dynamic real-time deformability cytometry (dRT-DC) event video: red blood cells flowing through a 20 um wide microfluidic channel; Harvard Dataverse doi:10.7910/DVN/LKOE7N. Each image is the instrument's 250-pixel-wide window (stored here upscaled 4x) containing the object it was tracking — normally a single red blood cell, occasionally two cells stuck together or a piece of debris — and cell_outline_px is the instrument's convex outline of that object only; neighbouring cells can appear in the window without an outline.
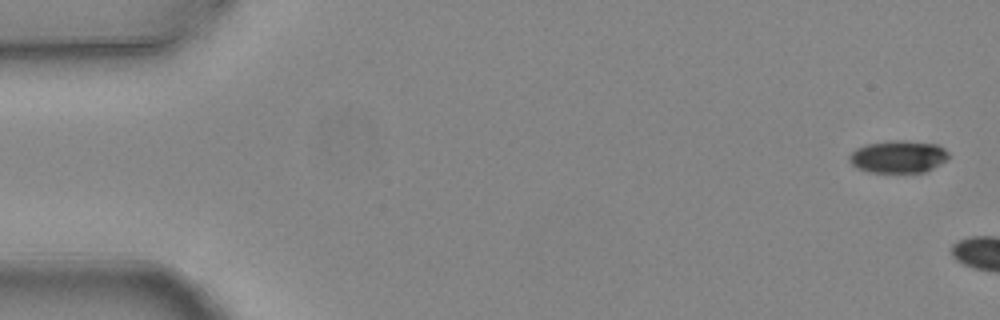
{"species": "common noctule bat (a hibernating species)", "species_latin": "Nyctalus noctula", "temperature_condition": "warm", "stored_images_in_passage": 10, "camera_frame_rate_fps": 3000, "um_per_image_px": 0.085, "animal": {"sex": "female", "body_mass_g": 24.6, "forearm_length_mm": 56.2}, "frame": {"image": 1, "passage_image": 1, "time_ms": 0.0, "image_size_px": [1000, 320], "cell_outline_px": [[948, 160], [924, 172], [868, 172], [856, 168], [848, 160], [848, 156], [856, 148], [864, 144], [888, 140], [908, 140], [940, 144], [948, 152]], "centroid_in_image_um": [76.34, 13.3], "position_along_channel_um": 8.7, "area_um2": 19.13}}
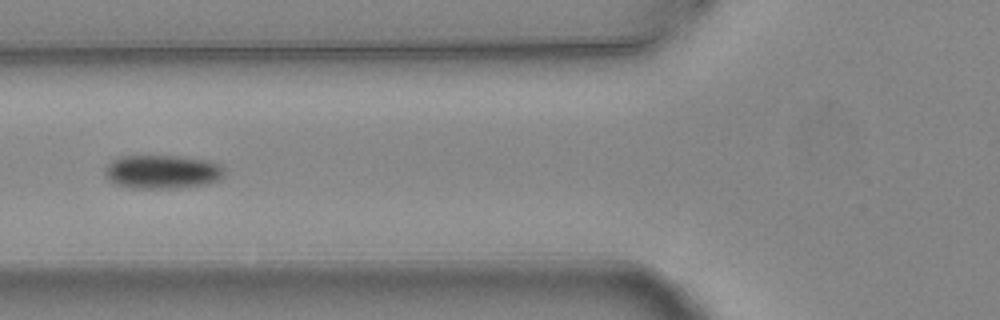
{"frame": {"image": 2, "passage_image": 7, "time_ms": 2.0, "image_size_px": [1000, 320], "cell_outline_px": [[224, 176], [220, 180], [208, 184], [176, 188], [132, 188], [116, 184], [108, 180], [104, 172], [104, 168], [112, 160], [120, 156], [180, 156], [212, 160], [220, 164], [224, 168]], "centroid_in_image_um": [13.83, 14.6], "position_along_channel_um": 112.0, "area_um2": 23.87}}
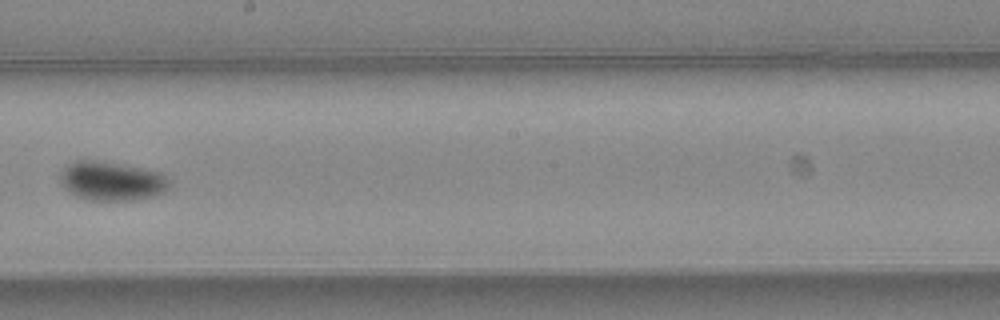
{"frame": {"image": 3, "passage_image": 10, "time_ms": 3.0, "image_size_px": [1000, 320], "cell_outline_px": [[168, 188], [164, 192], [156, 196], [132, 200], [92, 200], [76, 196], [68, 192], [60, 184], [60, 172], [68, 164], [76, 160], [96, 160], [144, 168], [160, 172], [168, 180]], "centroid_in_image_um": [9.46, 15.39], "position_along_channel_um": 238.7, "area_um2": 24.91}}